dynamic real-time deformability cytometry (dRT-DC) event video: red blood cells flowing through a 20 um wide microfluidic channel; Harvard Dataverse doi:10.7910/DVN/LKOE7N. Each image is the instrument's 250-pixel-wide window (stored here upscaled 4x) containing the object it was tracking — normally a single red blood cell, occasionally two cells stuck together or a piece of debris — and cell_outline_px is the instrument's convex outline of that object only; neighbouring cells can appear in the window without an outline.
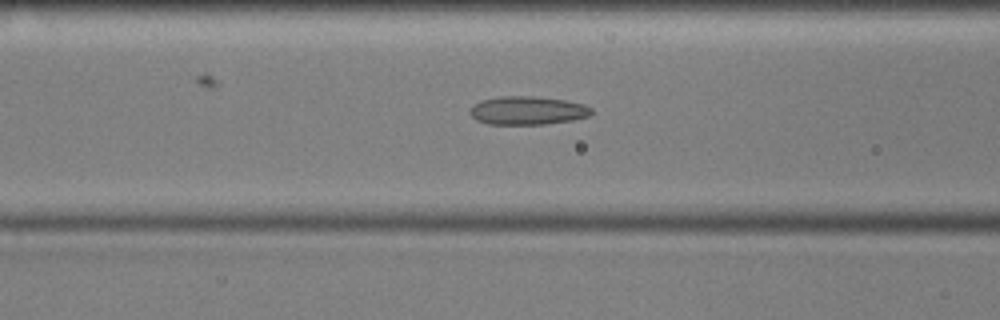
{"species": "common noctule bat (a hibernating species)", "species_latin": "Nyctalus noctula", "temperature_condition": "cold", "stored_images_in_passage": 46, "camera_frame_rate_fps": 3000, "um_per_image_px": 0.085, "animal": {"sex": "male", "body_mass_g": 17.9, "forearm_length_mm": 54.2}, "frame": {"image": 1, "passage_image": 12, "time_ms": 3.667, "image_size_px": [1000, 320], "cell_outline_px": [[592, 112], [588, 116], [572, 120], [548, 124], [488, 124], [476, 120], [468, 112], [472, 104], [480, 100], [500, 96], [532, 96], [564, 100], [584, 104], [592, 108]], "centroid_in_image_um": [44.8, 9.39], "position_along_channel_um": 121.8, "area_um2": 20.23}}
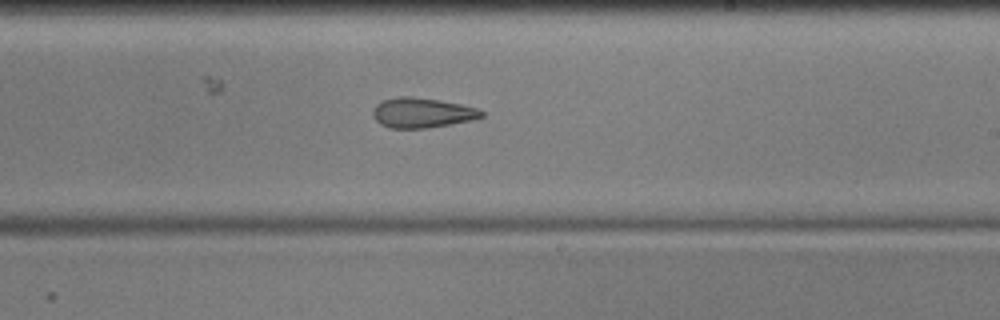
{"frame": {"image": 2, "passage_image": 23, "time_ms": 7.333, "image_size_px": [1000, 320], "cell_outline_px": [[484, 116], [472, 120], [424, 128], [388, 128], [380, 124], [372, 116], [372, 108], [376, 104], [384, 100], [396, 96], [412, 96], [440, 100], [460, 104], [476, 108], [484, 112]], "centroid_in_image_um": [35.83, 9.57], "position_along_channel_um": 253.2, "area_um2": 19.02}}
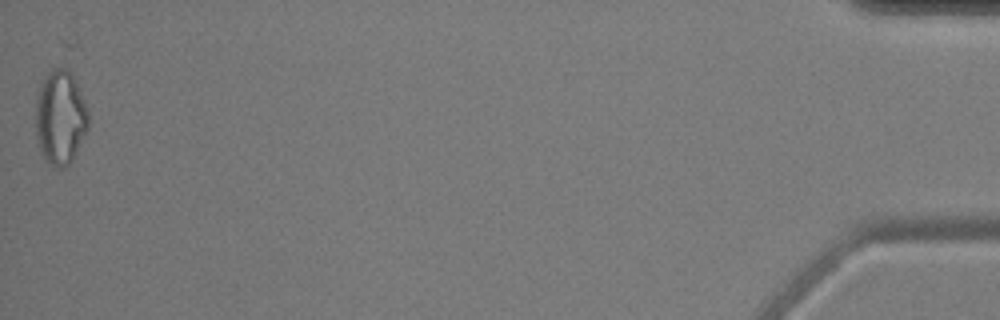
{"frame": {"image": 3, "passage_image": 46, "time_ms": 15.0, "image_size_px": [1000, 320], "cell_outline_px": [[88, 128], [72, 160], [64, 168], [60, 168], [48, 164], [44, 160], [36, 136], [36, 100], [40, 84], [48, 72], [52, 68], [68, 68], [88, 108]], "centroid_in_image_um": [5.11, 9.99], "position_along_channel_um": 430.1, "area_um2": 28.84}, "authors_computed_cell_mechanics": {"area_um2": 20.8947, "velocity_mm_per_s": 3.583, "shape_relaxation_time_tau1_ms": null, "shape_relaxation_time_tau2_ms": 4.7003, "deformation_change_tau1": null, "deformation_change_tau2": 0.1409}}